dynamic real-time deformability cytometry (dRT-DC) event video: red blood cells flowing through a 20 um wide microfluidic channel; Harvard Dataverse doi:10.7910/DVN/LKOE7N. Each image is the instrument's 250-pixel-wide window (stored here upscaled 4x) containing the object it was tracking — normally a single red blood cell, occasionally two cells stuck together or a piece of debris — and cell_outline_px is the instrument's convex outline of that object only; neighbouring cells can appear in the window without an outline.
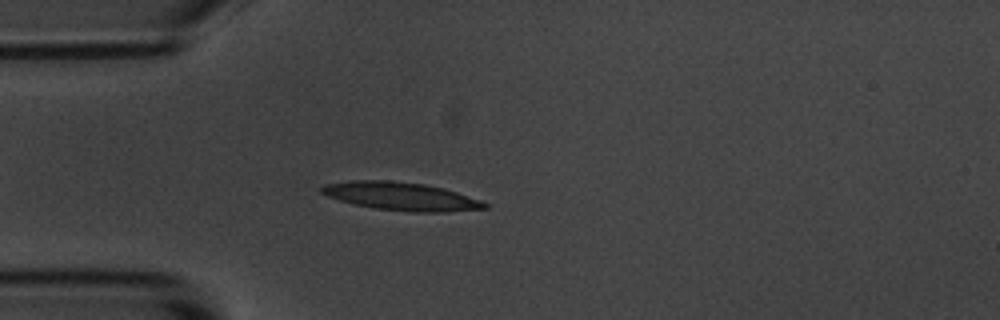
{"species": "common noctule bat (a hibernating species)", "species_latin": "Nyctalus noctula", "temperature_condition": "room temperature", "stored_images_in_passage": 43, "camera_frame_rate_fps": 3000, "um_per_image_px": 0.085, "animal": {"sex": "male", "body_mass_g": 20.1, "forearm_length_mm": 53.5}, "frame": {"image": 1, "passage_image": 6, "time_ms": 1.667, "image_size_px": [1000, 320], "cell_outline_px": [[488, 208], [444, 212], [412, 212], [372, 208], [352, 204], [328, 196], [320, 192], [320, 188], [324, 184], [352, 180], [388, 180], [424, 184], [444, 188], [480, 200], [488, 204]], "centroid_in_image_um": [34.06, 16.69], "position_along_channel_um": 50.9, "area_um2": 26.76}}
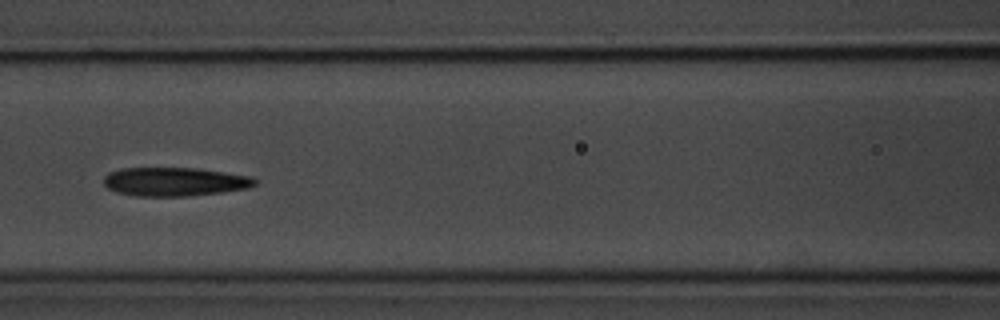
{"frame": {"image": 2, "passage_image": 15, "time_ms": 4.667, "image_size_px": [1000, 320], "cell_outline_px": [[256, 184], [248, 188], [224, 192], [188, 196], [136, 196], [116, 192], [108, 188], [104, 184], [104, 176], [108, 172], [120, 168], [196, 168], [252, 176], [256, 180]], "centroid_in_image_um": [14.83, 15.44], "position_along_channel_um": 151.8, "area_um2": 25.43}}
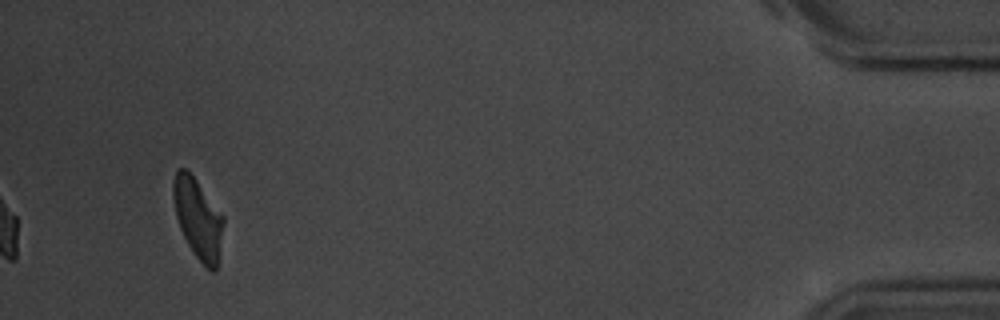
{"frame": {"image": 3, "passage_image": 43, "time_ms": 14.0, "image_size_px": [1000, 320], "cell_outline_px": [[224, 224], [216, 272], [212, 272], [196, 256], [188, 244], [180, 228], [176, 216], [172, 196], [172, 184], [176, 172], [180, 168], [184, 168], [196, 180], [224, 216]], "centroid_in_image_um": [16.83, 18.57], "position_along_channel_um": 418.4, "area_um2": 23.12}, "authors_computed_cell_mechanics": {"area_um2": 24.6228, "velocity_mm_per_s": 3.6509, "shape_relaxation_time_tau1_ms": 4.369, "shape_relaxation_time_tau2_ms": 4.7032, "deformation_change_tau1": 0.1808, "deformation_change_tau2": 0.17}}